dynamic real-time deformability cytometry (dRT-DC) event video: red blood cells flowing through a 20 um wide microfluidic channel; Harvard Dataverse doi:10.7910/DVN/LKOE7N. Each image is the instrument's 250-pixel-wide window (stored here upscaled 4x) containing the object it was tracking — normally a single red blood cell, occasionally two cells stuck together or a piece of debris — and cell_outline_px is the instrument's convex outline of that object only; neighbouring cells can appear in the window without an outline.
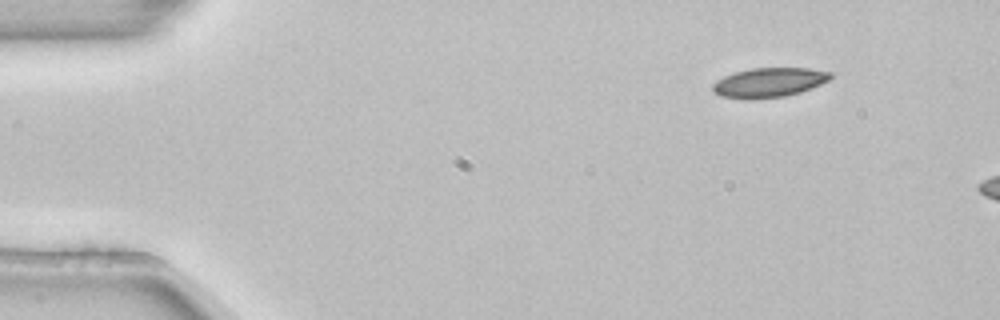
{"species": "common noctule bat (a hibernating species)", "species_latin": "Nyctalus noctula", "temperature_condition": "room temperature", "stored_images_in_passage": 3, "camera_frame_rate_fps": 3000, "um_per_image_px": 0.085, "animal": {"sex": "female", "body_mass_g": 22.7, "forearm_length_mm": 54.2}, "frame": {"image": 1, "passage_image": 1, "time_ms": 0.0, "image_size_px": [1000, 320], "cell_outline_px": [[832, 80], [800, 92], [784, 96], [752, 100], [748, 100], [720, 96], [712, 92], [712, 84], [716, 80], [724, 76], [736, 72], [752, 68], [808, 68], [832, 72]], "centroid_in_image_um": [65.36, 7.02], "position_along_channel_um": 19.6, "area_um2": 20.52}}